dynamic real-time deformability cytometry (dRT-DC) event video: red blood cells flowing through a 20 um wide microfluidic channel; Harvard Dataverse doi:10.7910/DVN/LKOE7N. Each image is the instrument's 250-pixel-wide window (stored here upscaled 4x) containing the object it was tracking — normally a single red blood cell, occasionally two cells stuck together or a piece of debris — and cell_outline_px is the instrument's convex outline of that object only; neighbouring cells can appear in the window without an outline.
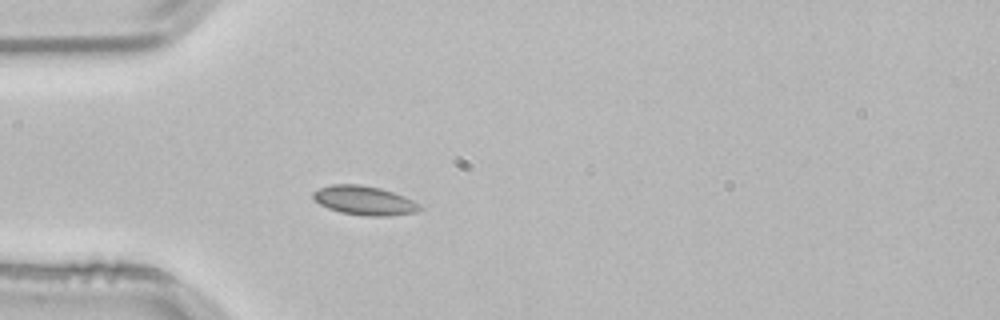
{"species": "common noctule bat (a hibernating species)", "species_latin": "Nyctalus noctula", "temperature_condition": "room temperature", "stored_images_in_passage": 39, "camera_frame_rate_fps": 3000, "um_per_image_px": 0.085, "animal": {"sex": "male", "body_mass_g": 21.5, "forearm_length_mm": 52.0}, "frame": {"image": 1, "passage_image": 1, "time_ms": 0.0, "image_size_px": [1000, 320], "cell_outline_px": [[424, 208], [416, 212], [388, 216], [364, 216], [340, 212], [328, 208], [320, 204], [312, 196], [312, 192], [320, 188], [332, 184], [360, 184], [380, 188], [404, 196], [420, 204]], "centroid_in_image_um": [30.98, 17.04], "position_along_channel_um": 54.0, "area_um2": 18.09}}
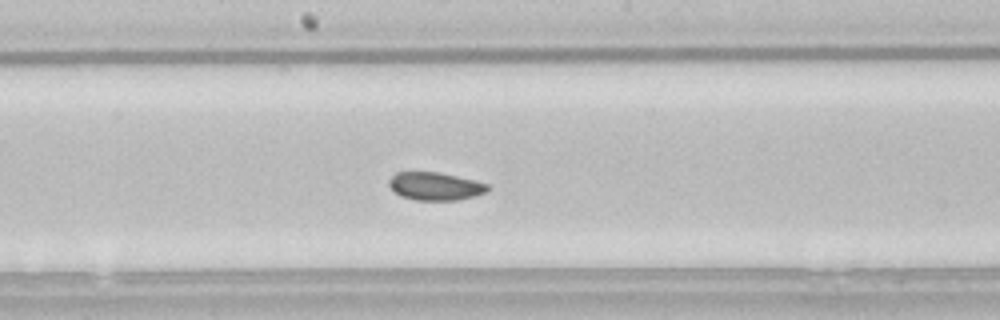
{"frame": {"image": 2, "passage_image": 14, "time_ms": 4.333, "image_size_px": [1000, 320], "cell_outline_px": [[492, 188], [488, 192], [456, 200], [416, 200], [400, 196], [388, 184], [388, 180], [396, 172], [440, 172], [488, 184]], "centroid_in_image_um": [37.0, 15.83], "position_along_channel_um": 211.2, "area_um2": 16.01}}
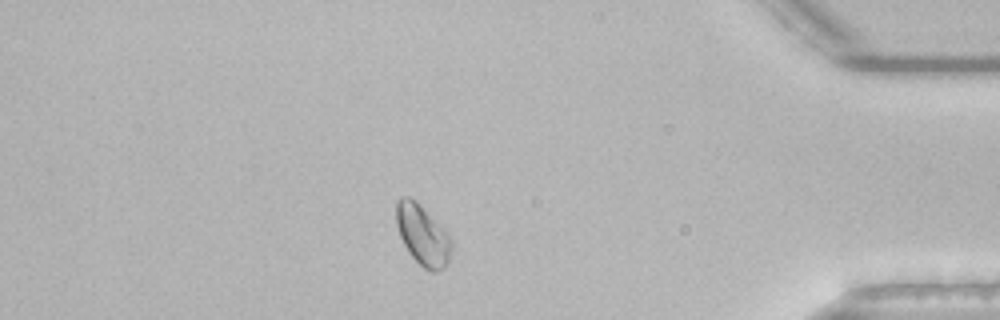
{"frame": {"image": 3, "passage_image": 32, "time_ms": 10.333, "image_size_px": [1000, 320], "cell_outline_px": [[452, 248], [448, 264], [444, 268], [436, 272], [432, 272], [424, 268], [408, 252], [400, 236], [396, 224], [396, 200], [400, 196], [408, 196], [416, 200], [444, 228], [452, 240]], "centroid_in_image_um": [35.93, 19.96], "position_along_channel_um": 399.3, "area_um2": 19.65}, "authors_computed_cell_mechanics": {"area_um2": 16.8198, "velocity_mm_per_s": 3.7922, "shape_relaxation_time_tau1_ms": 2.9373, "shape_relaxation_time_tau2_ms": null, "deformation_change_tau1": 0.061, "deformation_change_tau2": null}}